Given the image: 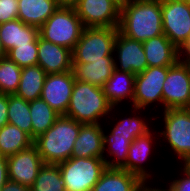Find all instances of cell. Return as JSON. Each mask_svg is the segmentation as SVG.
<instances>
[{"instance_id": "cell-25", "label": "cell", "mask_w": 190, "mask_h": 191, "mask_svg": "<svg viewBox=\"0 0 190 191\" xmlns=\"http://www.w3.org/2000/svg\"><path fill=\"white\" fill-rule=\"evenodd\" d=\"M133 136L112 135L103 127V159L107 168H122L126 164Z\"/></svg>"}, {"instance_id": "cell-12", "label": "cell", "mask_w": 190, "mask_h": 191, "mask_svg": "<svg viewBox=\"0 0 190 191\" xmlns=\"http://www.w3.org/2000/svg\"><path fill=\"white\" fill-rule=\"evenodd\" d=\"M163 110L190 105V62L178 60L170 66L162 89Z\"/></svg>"}, {"instance_id": "cell-19", "label": "cell", "mask_w": 190, "mask_h": 191, "mask_svg": "<svg viewBox=\"0 0 190 191\" xmlns=\"http://www.w3.org/2000/svg\"><path fill=\"white\" fill-rule=\"evenodd\" d=\"M103 127L102 123L82 124L71 157L103 158Z\"/></svg>"}, {"instance_id": "cell-40", "label": "cell", "mask_w": 190, "mask_h": 191, "mask_svg": "<svg viewBox=\"0 0 190 191\" xmlns=\"http://www.w3.org/2000/svg\"><path fill=\"white\" fill-rule=\"evenodd\" d=\"M79 0H58L60 5L73 6Z\"/></svg>"}, {"instance_id": "cell-42", "label": "cell", "mask_w": 190, "mask_h": 191, "mask_svg": "<svg viewBox=\"0 0 190 191\" xmlns=\"http://www.w3.org/2000/svg\"><path fill=\"white\" fill-rule=\"evenodd\" d=\"M6 57V52L2 47L1 40H0V58Z\"/></svg>"}, {"instance_id": "cell-43", "label": "cell", "mask_w": 190, "mask_h": 191, "mask_svg": "<svg viewBox=\"0 0 190 191\" xmlns=\"http://www.w3.org/2000/svg\"><path fill=\"white\" fill-rule=\"evenodd\" d=\"M185 165L190 168V160L187 163H185Z\"/></svg>"}, {"instance_id": "cell-38", "label": "cell", "mask_w": 190, "mask_h": 191, "mask_svg": "<svg viewBox=\"0 0 190 191\" xmlns=\"http://www.w3.org/2000/svg\"><path fill=\"white\" fill-rule=\"evenodd\" d=\"M179 59L190 62V36L184 45L179 49Z\"/></svg>"}, {"instance_id": "cell-32", "label": "cell", "mask_w": 190, "mask_h": 191, "mask_svg": "<svg viewBox=\"0 0 190 191\" xmlns=\"http://www.w3.org/2000/svg\"><path fill=\"white\" fill-rule=\"evenodd\" d=\"M38 44L17 45L6 52V56L14 61L20 68L37 65L38 63Z\"/></svg>"}, {"instance_id": "cell-16", "label": "cell", "mask_w": 190, "mask_h": 191, "mask_svg": "<svg viewBox=\"0 0 190 191\" xmlns=\"http://www.w3.org/2000/svg\"><path fill=\"white\" fill-rule=\"evenodd\" d=\"M7 164L9 180L31 188L44 162L33 144L8 157Z\"/></svg>"}, {"instance_id": "cell-6", "label": "cell", "mask_w": 190, "mask_h": 191, "mask_svg": "<svg viewBox=\"0 0 190 191\" xmlns=\"http://www.w3.org/2000/svg\"><path fill=\"white\" fill-rule=\"evenodd\" d=\"M84 28L74 6L60 5L39 28V35L44 40L73 51Z\"/></svg>"}, {"instance_id": "cell-37", "label": "cell", "mask_w": 190, "mask_h": 191, "mask_svg": "<svg viewBox=\"0 0 190 191\" xmlns=\"http://www.w3.org/2000/svg\"><path fill=\"white\" fill-rule=\"evenodd\" d=\"M1 191H31V188L8 180Z\"/></svg>"}, {"instance_id": "cell-24", "label": "cell", "mask_w": 190, "mask_h": 191, "mask_svg": "<svg viewBox=\"0 0 190 191\" xmlns=\"http://www.w3.org/2000/svg\"><path fill=\"white\" fill-rule=\"evenodd\" d=\"M59 6L58 0H18V19L39 29Z\"/></svg>"}, {"instance_id": "cell-4", "label": "cell", "mask_w": 190, "mask_h": 191, "mask_svg": "<svg viewBox=\"0 0 190 191\" xmlns=\"http://www.w3.org/2000/svg\"><path fill=\"white\" fill-rule=\"evenodd\" d=\"M112 108L102 87L75 80L65 116L83 124H103L111 115Z\"/></svg>"}, {"instance_id": "cell-35", "label": "cell", "mask_w": 190, "mask_h": 191, "mask_svg": "<svg viewBox=\"0 0 190 191\" xmlns=\"http://www.w3.org/2000/svg\"><path fill=\"white\" fill-rule=\"evenodd\" d=\"M8 124V95L0 93V128Z\"/></svg>"}, {"instance_id": "cell-11", "label": "cell", "mask_w": 190, "mask_h": 191, "mask_svg": "<svg viewBox=\"0 0 190 191\" xmlns=\"http://www.w3.org/2000/svg\"><path fill=\"white\" fill-rule=\"evenodd\" d=\"M149 111L147 109L129 107V109L125 110V113L121 107H113L111 115L103 125L112 135L133 136L137 138L146 134L154 127V122L151 120L155 119V112L149 117L147 115L151 114V111ZM144 112L147 114L143 115L145 114ZM108 125L110 126L109 128H107Z\"/></svg>"}, {"instance_id": "cell-2", "label": "cell", "mask_w": 190, "mask_h": 191, "mask_svg": "<svg viewBox=\"0 0 190 191\" xmlns=\"http://www.w3.org/2000/svg\"><path fill=\"white\" fill-rule=\"evenodd\" d=\"M158 113L154 120L160 118L161 121L157 127L160 146L168 148L176 164L187 163L190 160V109H165Z\"/></svg>"}, {"instance_id": "cell-5", "label": "cell", "mask_w": 190, "mask_h": 191, "mask_svg": "<svg viewBox=\"0 0 190 191\" xmlns=\"http://www.w3.org/2000/svg\"><path fill=\"white\" fill-rule=\"evenodd\" d=\"M154 129L155 128L153 127L149 132L135 138L131 142L126 164L121 168L137 175L146 184H160L163 177L161 173L158 174L154 171L157 170V167L155 169L151 168L154 166V159L157 157V152L155 151L159 149L156 146L160 143L158 130ZM152 155L156 157H153ZM150 162H152V166Z\"/></svg>"}, {"instance_id": "cell-28", "label": "cell", "mask_w": 190, "mask_h": 191, "mask_svg": "<svg viewBox=\"0 0 190 191\" xmlns=\"http://www.w3.org/2000/svg\"><path fill=\"white\" fill-rule=\"evenodd\" d=\"M29 108L33 139H36L39 135L52 127L60 116V114L52 109L42 98L29 101Z\"/></svg>"}, {"instance_id": "cell-39", "label": "cell", "mask_w": 190, "mask_h": 191, "mask_svg": "<svg viewBox=\"0 0 190 191\" xmlns=\"http://www.w3.org/2000/svg\"><path fill=\"white\" fill-rule=\"evenodd\" d=\"M146 191H165V188L163 187V185H159V183L147 184Z\"/></svg>"}, {"instance_id": "cell-1", "label": "cell", "mask_w": 190, "mask_h": 191, "mask_svg": "<svg viewBox=\"0 0 190 191\" xmlns=\"http://www.w3.org/2000/svg\"><path fill=\"white\" fill-rule=\"evenodd\" d=\"M118 28L140 42L163 35L161 0H129L121 8Z\"/></svg>"}, {"instance_id": "cell-27", "label": "cell", "mask_w": 190, "mask_h": 191, "mask_svg": "<svg viewBox=\"0 0 190 191\" xmlns=\"http://www.w3.org/2000/svg\"><path fill=\"white\" fill-rule=\"evenodd\" d=\"M34 144V139L19 127L6 124L0 128V154L10 157Z\"/></svg>"}, {"instance_id": "cell-21", "label": "cell", "mask_w": 190, "mask_h": 191, "mask_svg": "<svg viewBox=\"0 0 190 191\" xmlns=\"http://www.w3.org/2000/svg\"><path fill=\"white\" fill-rule=\"evenodd\" d=\"M39 29L14 19L0 24V40L5 52L17 45L38 44Z\"/></svg>"}, {"instance_id": "cell-20", "label": "cell", "mask_w": 190, "mask_h": 191, "mask_svg": "<svg viewBox=\"0 0 190 191\" xmlns=\"http://www.w3.org/2000/svg\"><path fill=\"white\" fill-rule=\"evenodd\" d=\"M147 184L120 168H106L91 191H141Z\"/></svg>"}, {"instance_id": "cell-14", "label": "cell", "mask_w": 190, "mask_h": 191, "mask_svg": "<svg viewBox=\"0 0 190 191\" xmlns=\"http://www.w3.org/2000/svg\"><path fill=\"white\" fill-rule=\"evenodd\" d=\"M75 82L73 70L63 73L47 74L40 98L60 115L68 109Z\"/></svg>"}, {"instance_id": "cell-7", "label": "cell", "mask_w": 190, "mask_h": 191, "mask_svg": "<svg viewBox=\"0 0 190 191\" xmlns=\"http://www.w3.org/2000/svg\"><path fill=\"white\" fill-rule=\"evenodd\" d=\"M65 191H91L106 170L103 158L71 157L58 163Z\"/></svg>"}, {"instance_id": "cell-22", "label": "cell", "mask_w": 190, "mask_h": 191, "mask_svg": "<svg viewBox=\"0 0 190 191\" xmlns=\"http://www.w3.org/2000/svg\"><path fill=\"white\" fill-rule=\"evenodd\" d=\"M142 44L148 67L172 66L179 60V49L164 34Z\"/></svg>"}, {"instance_id": "cell-15", "label": "cell", "mask_w": 190, "mask_h": 191, "mask_svg": "<svg viewBox=\"0 0 190 191\" xmlns=\"http://www.w3.org/2000/svg\"><path fill=\"white\" fill-rule=\"evenodd\" d=\"M113 54L115 69L119 71L136 75L148 67L142 42L126 37L119 30Z\"/></svg>"}, {"instance_id": "cell-3", "label": "cell", "mask_w": 190, "mask_h": 191, "mask_svg": "<svg viewBox=\"0 0 190 191\" xmlns=\"http://www.w3.org/2000/svg\"><path fill=\"white\" fill-rule=\"evenodd\" d=\"M83 123L60 115L52 127L34 139L44 164H58L71 158L74 142Z\"/></svg>"}, {"instance_id": "cell-30", "label": "cell", "mask_w": 190, "mask_h": 191, "mask_svg": "<svg viewBox=\"0 0 190 191\" xmlns=\"http://www.w3.org/2000/svg\"><path fill=\"white\" fill-rule=\"evenodd\" d=\"M31 191H65L58 164H44L31 187Z\"/></svg>"}, {"instance_id": "cell-34", "label": "cell", "mask_w": 190, "mask_h": 191, "mask_svg": "<svg viewBox=\"0 0 190 191\" xmlns=\"http://www.w3.org/2000/svg\"><path fill=\"white\" fill-rule=\"evenodd\" d=\"M18 18V0H0V24Z\"/></svg>"}, {"instance_id": "cell-10", "label": "cell", "mask_w": 190, "mask_h": 191, "mask_svg": "<svg viewBox=\"0 0 190 191\" xmlns=\"http://www.w3.org/2000/svg\"><path fill=\"white\" fill-rule=\"evenodd\" d=\"M164 35L180 49L190 36V0H161Z\"/></svg>"}, {"instance_id": "cell-17", "label": "cell", "mask_w": 190, "mask_h": 191, "mask_svg": "<svg viewBox=\"0 0 190 191\" xmlns=\"http://www.w3.org/2000/svg\"><path fill=\"white\" fill-rule=\"evenodd\" d=\"M38 63L46 74L63 73L73 69L72 50L38 37Z\"/></svg>"}, {"instance_id": "cell-9", "label": "cell", "mask_w": 190, "mask_h": 191, "mask_svg": "<svg viewBox=\"0 0 190 191\" xmlns=\"http://www.w3.org/2000/svg\"><path fill=\"white\" fill-rule=\"evenodd\" d=\"M170 66L147 67L136 74L132 107L156 112L163 110L162 89Z\"/></svg>"}, {"instance_id": "cell-29", "label": "cell", "mask_w": 190, "mask_h": 191, "mask_svg": "<svg viewBox=\"0 0 190 191\" xmlns=\"http://www.w3.org/2000/svg\"><path fill=\"white\" fill-rule=\"evenodd\" d=\"M8 123L19 127L32 137L29 101L15 94L8 95Z\"/></svg>"}, {"instance_id": "cell-23", "label": "cell", "mask_w": 190, "mask_h": 191, "mask_svg": "<svg viewBox=\"0 0 190 191\" xmlns=\"http://www.w3.org/2000/svg\"><path fill=\"white\" fill-rule=\"evenodd\" d=\"M115 69L114 56L90 63H73L75 80L102 87Z\"/></svg>"}, {"instance_id": "cell-41", "label": "cell", "mask_w": 190, "mask_h": 191, "mask_svg": "<svg viewBox=\"0 0 190 191\" xmlns=\"http://www.w3.org/2000/svg\"><path fill=\"white\" fill-rule=\"evenodd\" d=\"M114 2L120 9L129 1V0H111Z\"/></svg>"}, {"instance_id": "cell-18", "label": "cell", "mask_w": 190, "mask_h": 191, "mask_svg": "<svg viewBox=\"0 0 190 191\" xmlns=\"http://www.w3.org/2000/svg\"><path fill=\"white\" fill-rule=\"evenodd\" d=\"M135 76L129 72L114 69L112 75L102 86L103 93L112 107H132ZM126 105V106H125Z\"/></svg>"}, {"instance_id": "cell-26", "label": "cell", "mask_w": 190, "mask_h": 191, "mask_svg": "<svg viewBox=\"0 0 190 191\" xmlns=\"http://www.w3.org/2000/svg\"><path fill=\"white\" fill-rule=\"evenodd\" d=\"M46 75V72L39 65L22 68L15 95L26 101L40 98Z\"/></svg>"}, {"instance_id": "cell-8", "label": "cell", "mask_w": 190, "mask_h": 191, "mask_svg": "<svg viewBox=\"0 0 190 191\" xmlns=\"http://www.w3.org/2000/svg\"><path fill=\"white\" fill-rule=\"evenodd\" d=\"M118 27H85L72 51L73 63H90L114 56Z\"/></svg>"}, {"instance_id": "cell-31", "label": "cell", "mask_w": 190, "mask_h": 191, "mask_svg": "<svg viewBox=\"0 0 190 191\" xmlns=\"http://www.w3.org/2000/svg\"><path fill=\"white\" fill-rule=\"evenodd\" d=\"M21 71L22 68L7 56L0 58V93L7 95L16 93Z\"/></svg>"}, {"instance_id": "cell-36", "label": "cell", "mask_w": 190, "mask_h": 191, "mask_svg": "<svg viewBox=\"0 0 190 191\" xmlns=\"http://www.w3.org/2000/svg\"><path fill=\"white\" fill-rule=\"evenodd\" d=\"M8 180L7 157L0 154V191Z\"/></svg>"}, {"instance_id": "cell-33", "label": "cell", "mask_w": 190, "mask_h": 191, "mask_svg": "<svg viewBox=\"0 0 190 191\" xmlns=\"http://www.w3.org/2000/svg\"><path fill=\"white\" fill-rule=\"evenodd\" d=\"M172 168L175 170L174 172H176L177 176L174 175L175 178L173 176H168L167 178L170 177V180H166V177L163 176L161 182H164L165 184H160L163 185L167 191H190V168L185 164H174ZM177 172L179 174H177Z\"/></svg>"}, {"instance_id": "cell-13", "label": "cell", "mask_w": 190, "mask_h": 191, "mask_svg": "<svg viewBox=\"0 0 190 191\" xmlns=\"http://www.w3.org/2000/svg\"><path fill=\"white\" fill-rule=\"evenodd\" d=\"M73 6L84 27H119L121 9L111 0H79Z\"/></svg>"}]
</instances>
